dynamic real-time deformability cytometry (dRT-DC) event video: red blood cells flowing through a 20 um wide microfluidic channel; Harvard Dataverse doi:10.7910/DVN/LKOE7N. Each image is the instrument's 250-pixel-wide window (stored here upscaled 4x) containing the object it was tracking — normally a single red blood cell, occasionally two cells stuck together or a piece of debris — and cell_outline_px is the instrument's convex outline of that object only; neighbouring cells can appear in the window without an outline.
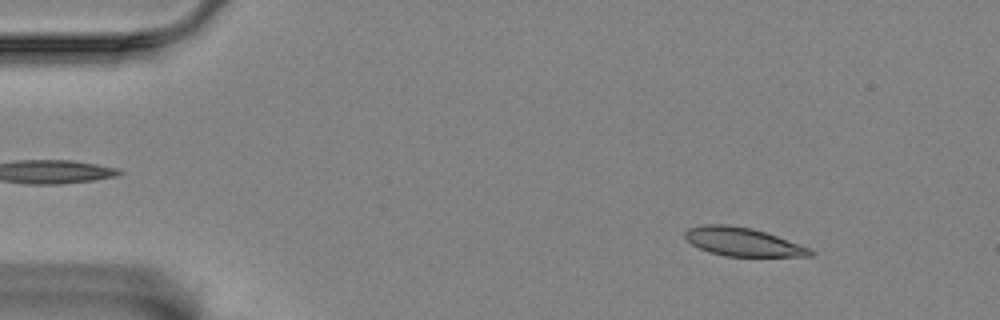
{"species": "Egyptian fruit bat (a non-hibernating species)", "species_latin": "Rousettus aegyptiacus", "temperature_condition": "room temperature", "stored_images_in_passage": 31, "camera_frame_rate_fps": 3000, "um_per_image_px": 0.085, "animal": {"sex": "female"}, "frame": {"image": 1, "passage_image": 7, "time_ms": 2.0, "image_size_px": [1000, 320], "cell_outline_px": [[816, 252], [812, 256], [724, 256], [708, 252], [692, 244], [684, 236], [684, 232], [688, 228], [704, 224], [728, 224], [752, 228], [776, 236], [808, 248]], "centroid_in_image_um": [63.08, 20.55], "position_along_channel_um": 21.9, "area_um2": 20.58}}
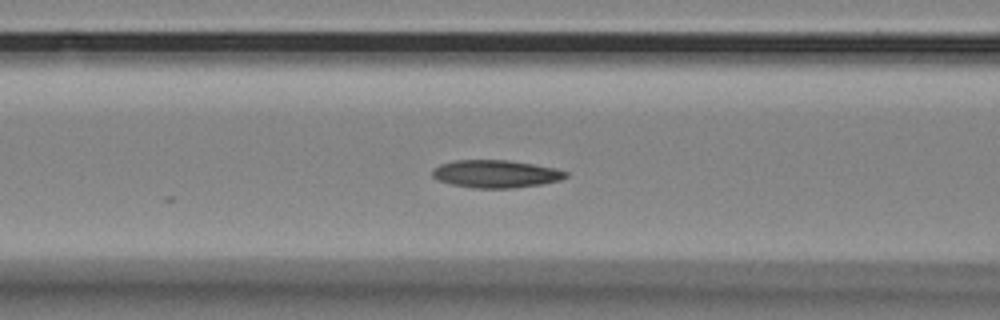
{"frame": {"image": 2, "passage_image": 23, "time_ms": 7.333, "image_size_px": [1000, 320], "cell_outline_px": [[568, 176], [560, 180], [540, 184], [512, 188], [472, 188], [452, 184], [436, 180], [432, 176], [432, 168], [440, 164], [456, 160], [508, 160], [556, 168], [568, 172]], "centroid_in_image_um": [42.11, 14.78], "position_along_channel_um": 124.5, "area_um2": 21.56}}
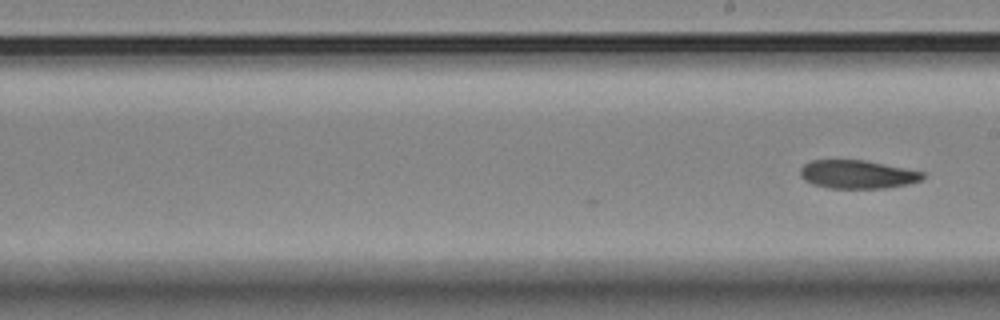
{"frame": {"image": 3, "passage_image": 31, "time_ms": 10.0, "image_size_px": [1000, 320], "cell_outline_px": [[924, 176], [920, 180], [908, 184], [884, 188], [828, 188], [812, 184], [804, 180], [800, 176], [800, 168], [804, 164], [812, 160], [864, 160], [924, 172]], "centroid_in_image_um": [72.83, 14.82], "position_along_channel_um": 216.2, "area_um2": 20.17}}